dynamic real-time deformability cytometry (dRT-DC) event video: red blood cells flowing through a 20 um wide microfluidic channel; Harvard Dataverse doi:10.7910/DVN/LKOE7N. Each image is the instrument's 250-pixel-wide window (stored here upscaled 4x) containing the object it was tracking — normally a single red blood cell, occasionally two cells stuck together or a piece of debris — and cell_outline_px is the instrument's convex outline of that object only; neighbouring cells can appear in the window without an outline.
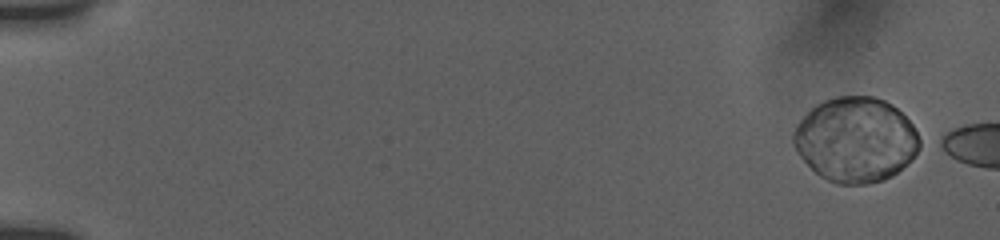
{"species": "human", "species_latin": "Homo sapiens", "temperature_condition": "room temperature", "stored_images_in_passage": 7, "camera_frame_rate_fps": 3000, "um_per_image_px": 0.085, "donor": {"sex": "female"}, "frame": {"image": 1, "passage_image": 1, "time_ms": 0.0, "image_size_px": [1000, 240], "cell_outline_px": [[928, 144], [892, 176], [868, 184], [836, 184], [820, 176], [800, 156], [792, 140], [792, 132], [796, 124], [816, 104], [824, 100], [836, 96], [872, 96], [884, 100], [892, 104], [912, 124]], "centroid_in_image_um": [72.78, 11.87], "position_along_channel_um": 12.2, "area_um2": 62.83}}